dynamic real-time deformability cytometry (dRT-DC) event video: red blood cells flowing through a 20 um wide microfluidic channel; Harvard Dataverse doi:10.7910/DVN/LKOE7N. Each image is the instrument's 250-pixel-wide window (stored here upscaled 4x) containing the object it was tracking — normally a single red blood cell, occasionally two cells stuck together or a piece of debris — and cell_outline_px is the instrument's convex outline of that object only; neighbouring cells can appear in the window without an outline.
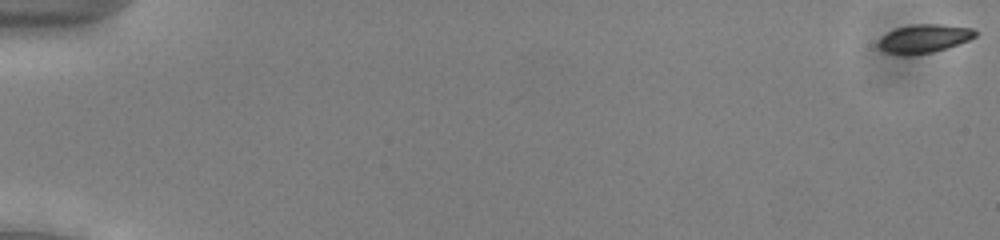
{"species": "common noctule bat (a hibernating species)", "species_latin": "Nyctalus noctula", "temperature_condition": "cold", "stored_images_in_passage": 9, "camera_frame_rate_fps": 3000, "um_per_image_px": 0.085, "animal": {"sex": "male", "body_mass_g": 13.0, "forearm_length_mm": 53.1}, "frame": {"image": 1, "passage_image": 1, "time_ms": 0.0, "image_size_px": [1000, 240], "cell_outline_px": [[976, 36], [968, 40], [932, 52], [908, 56], [904, 56], [888, 52], [880, 48], [880, 40], [888, 32], [896, 28], [912, 24], [940, 24], [972, 28], [976, 32]], "centroid_in_image_um": [78.55, 3.27], "position_along_channel_um": 6.5, "area_um2": 15.72}}